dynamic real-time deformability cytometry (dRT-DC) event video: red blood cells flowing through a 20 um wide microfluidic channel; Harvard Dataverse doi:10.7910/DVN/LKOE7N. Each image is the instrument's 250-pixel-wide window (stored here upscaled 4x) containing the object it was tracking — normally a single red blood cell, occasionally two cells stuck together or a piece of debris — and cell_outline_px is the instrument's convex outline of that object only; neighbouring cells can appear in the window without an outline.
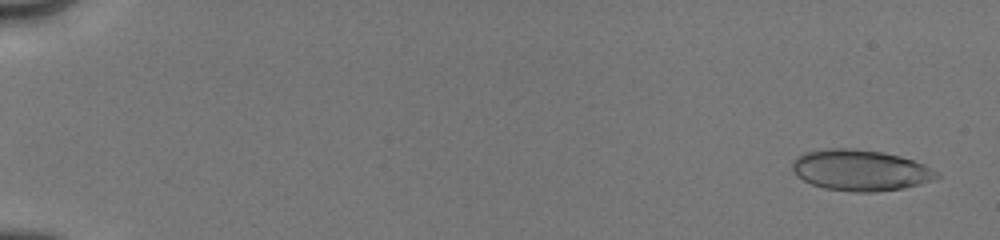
{"species": "human", "species_latin": "Homo sapiens", "temperature_condition": "cold", "stored_images_in_passage": 17, "camera_frame_rate_fps": 3000, "um_per_image_px": 0.085, "donor": {"sex": "male"}, "frame": {"image": 1, "passage_image": 1, "time_ms": 0.0, "image_size_px": [1000, 240], "cell_outline_px": [[940, 176], [932, 180], [920, 184], [904, 188], [876, 192], [852, 192], [824, 188], [812, 184], [796, 176], [792, 172], [792, 160], [804, 152], [828, 148], [848, 148], [880, 152], [900, 156], [924, 164], [936, 172]], "centroid_in_image_um": [73.09, 14.48], "position_along_channel_um": 11.9, "area_um2": 34.51}}
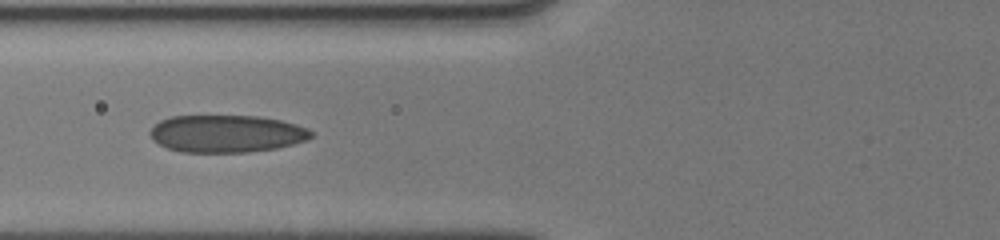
{"frame": {"image": 2, "passage_image": 11, "time_ms": 6.667, "image_size_px": [1000, 240], "cell_outline_px": [[312, 136], [308, 140], [276, 148], [248, 152], [180, 152], [168, 148], [152, 140], [148, 132], [160, 120], [172, 116], [260, 116], [280, 120], [296, 124], [308, 128], [312, 132]], "centroid_in_image_um": [19.25, 11.36], "position_along_channel_um": 106.5, "area_um2": 35.14}}
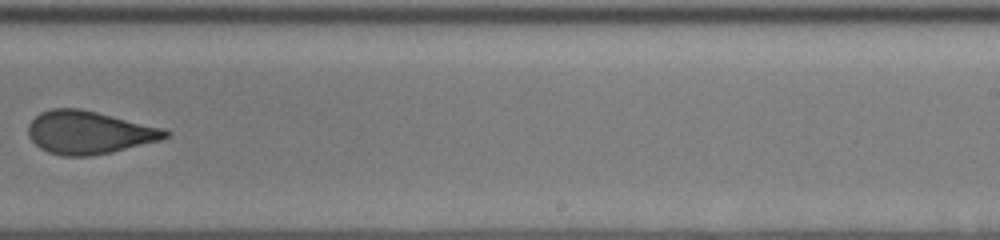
{"frame": {"image": 3, "passage_image": 17, "time_ms": 11.0, "image_size_px": [1000, 240], "cell_outline_px": [[172, 132], [168, 136], [160, 140], [112, 152], [92, 156], [64, 156], [48, 152], [40, 148], [28, 136], [28, 124], [40, 112], [52, 108], [80, 108], [164, 128]], "centroid_in_image_um": [7.56, 11.26], "position_along_channel_um": 281.4, "area_um2": 34.33}}